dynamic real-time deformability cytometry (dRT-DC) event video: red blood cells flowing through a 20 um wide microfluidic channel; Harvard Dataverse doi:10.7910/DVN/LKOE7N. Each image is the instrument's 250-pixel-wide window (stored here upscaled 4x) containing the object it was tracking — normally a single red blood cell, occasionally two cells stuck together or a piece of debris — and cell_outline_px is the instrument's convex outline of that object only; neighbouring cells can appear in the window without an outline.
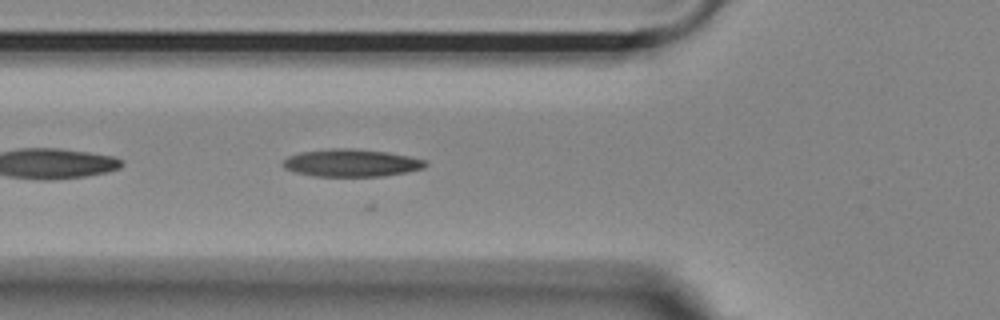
{"species": "Egyptian fruit bat (a non-hibernating species)", "species_latin": "Rousettus aegyptiacus", "temperature_condition": "room temperature", "stored_images_in_passage": 18, "camera_frame_rate_fps": 3000, "um_per_image_px": 0.085, "animal": {"sex": "female"}, "frame": {"image": 1, "passage_image": 3, "time_ms": 0.667, "image_size_px": [1000, 320], "cell_outline_px": [[428, 164], [424, 168], [408, 172], [384, 176], [312, 176], [296, 172], [284, 168], [284, 160], [288, 156], [300, 152], [332, 148], [352, 148], [388, 152], [408, 156], [424, 160]], "centroid_in_image_um": [29.88, 13.85], "position_along_channel_um": 95.9, "area_um2": 22.83}}
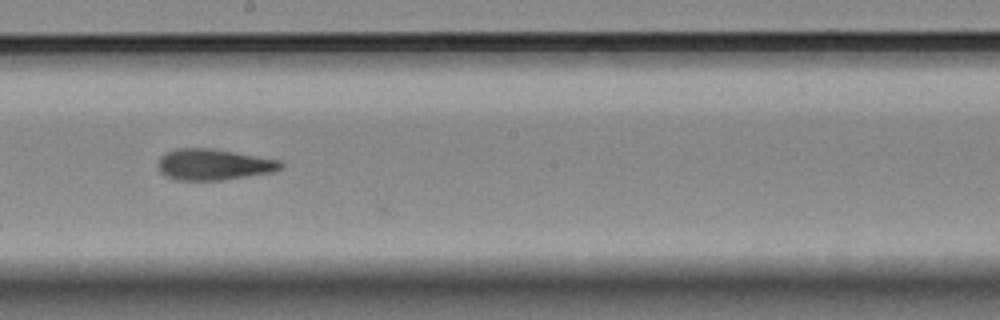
{"frame": {"image": 2, "passage_image": 14, "time_ms": 4.333, "image_size_px": [1000, 320], "cell_outline_px": [[284, 164], [280, 168], [272, 172], [220, 180], [176, 180], [160, 172], [160, 160], [168, 152], [176, 148], [212, 148], [280, 160]], "centroid_in_image_um": [18.19, 13.98], "position_along_channel_um": 230.0, "area_um2": 21.79}}
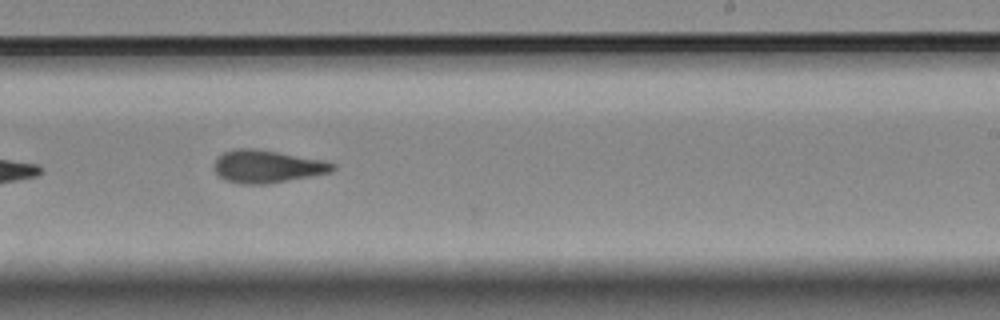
{"frame": {"image": 3, "passage_image": 17, "time_ms": 5.333, "image_size_px": [1000, 320], "cell_outline_px": [[336, 168], [332, 172], [268, 184], [244, 184], [228, 180], [220, 176], [212, 168], [212, 164], [216, 156], [232, 148], [256, 148], [324, 160], [336, 164]], "centroid_in_image_um": [22.69, 14.13], "position_along_channel_um": 266.3, "area_um2": 22.83}}